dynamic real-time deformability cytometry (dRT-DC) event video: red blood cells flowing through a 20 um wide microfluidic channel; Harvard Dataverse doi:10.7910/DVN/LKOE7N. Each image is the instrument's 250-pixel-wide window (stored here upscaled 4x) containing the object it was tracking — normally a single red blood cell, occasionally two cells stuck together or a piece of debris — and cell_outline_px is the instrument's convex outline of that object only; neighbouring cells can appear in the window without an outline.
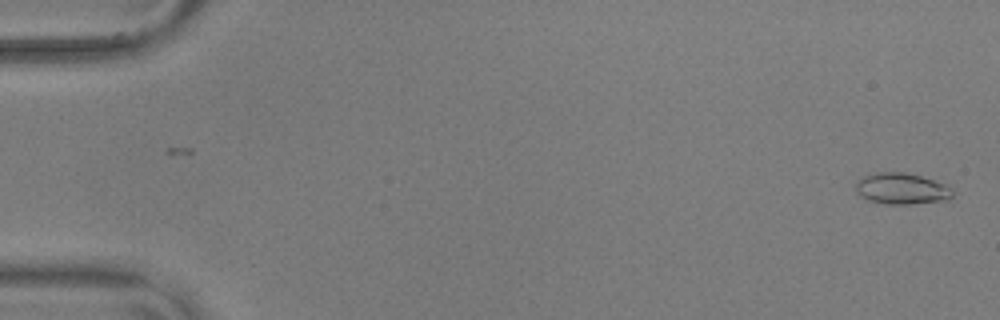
{"species": "common noctule bat (a hibernating species)", "species_latin": "Nyctalus noctula", "temperature_condition": "warm", "stored_images_in_passage": 56, "camera_frame_rate_fps": 3000, "um_per_image_px": 0.085, "animal": {"sex": "male", "body_mass_g": 17.9, "forearm_length_mm": 54.2}, "frame": {"image": 1, "passage_image": 2, "time_ms": 0.333, "image_size_px": [1000, 320], "cell_outline_px": [[952, 196], [948, 200], [912, 204], [884, 204], [868, 200], [860, 196], [856, 188], [856, 184], [864, 176], [876, 172], [904, 172], [920, 176], [944, 184], [952, 188]], "centroid_in_image_um": [76.64, 16.05], "position_along_channel_um": 8.4, "area_um2": 17.51}}
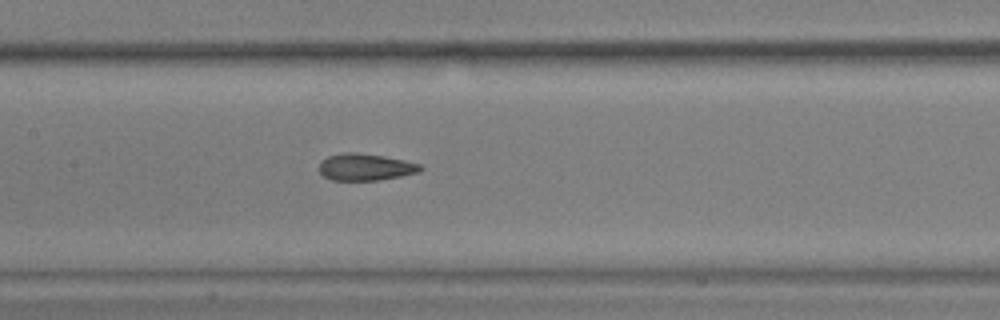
{"frame": {"image": 2, "passage_image": 28, "time_ms": 9.0, "image_size_px": [1000, 320], "cell_outline_px": [[424, 168], [420, 172], [380, 180], [332, 180], [324, 176], [320, 172], [320, 160], [328, 156], [344, 152], [356, 152], [384, 156], [404, 160], [420, 164]], "centroid_in_image_um": [31.07, 14.19], "position_along_channel_um": 176.3, "area_um2": 15.9}}
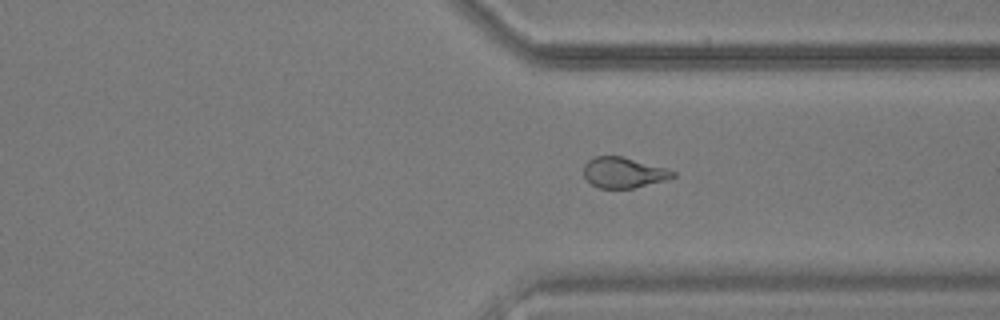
{"frame": {"image": 3, "passage_image": 43, "time_ms": 14.0, "image_size_px": [1000, 320], "cell_outline_px": [[676, 176], [664, 180], [632, 188], [600, 188], [592, 184], [584, 176], [584, 164], [588, 160], [596, 156], [624, 156], [668, 168], [676, 172]], "centroid_in_image_um": [53.02, 14.65], "position_along_channel_um": 358.4, "area_um2": 15.9}, "authors_computed_cell_mechanics": {"area_um2": 16.7331, "velocity_mm_per_s": 3.6462, "shape_relaxation_time_tau1_ms": null, "shape_relaxation_time_tau2_ms": 1.7715, "deformation_change_tau1": null, "deformation_change_tau2": 0.1}}